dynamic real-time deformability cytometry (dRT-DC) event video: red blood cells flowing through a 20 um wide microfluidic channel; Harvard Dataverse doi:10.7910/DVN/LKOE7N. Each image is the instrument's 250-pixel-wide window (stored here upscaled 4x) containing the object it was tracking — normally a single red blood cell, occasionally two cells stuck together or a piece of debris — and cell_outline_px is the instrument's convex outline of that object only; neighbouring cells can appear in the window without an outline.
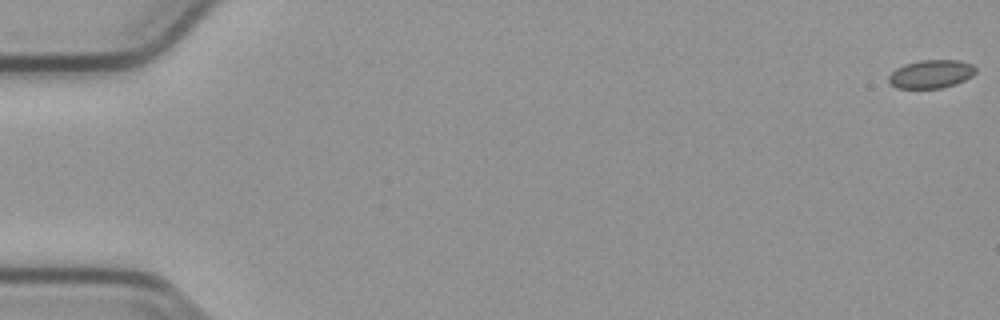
{"species": "common noctule bat (a hibernating species)", "species_latin": "Nyctalus noctula", "temperature_condition": "cold", "stored_images_in_passage": 56, "camera_frame_rate_fps": 3000, "um_per_image_px": 0.085, "animal": {"sex": "male", "body_mass_g": 23.1, "forearm_length_mm": 52.7}, "frame": {"image": 1, "passage_image": 1, "time_ms": 0.0, "image_size_px": [1000, 320], "cell_outline_px": [[976, 72], [972, 76], [956, 84], [940, 88], [896, 88], [888, 80], [888, 76], [896, 68], [904, 64], [920, 60], [960, 60], [972, 64], [976, 68]], "centroid_in_image_um": [79.15, 6.28], "position_along_channel_um": 5.8, "area_um2": 14.39}}
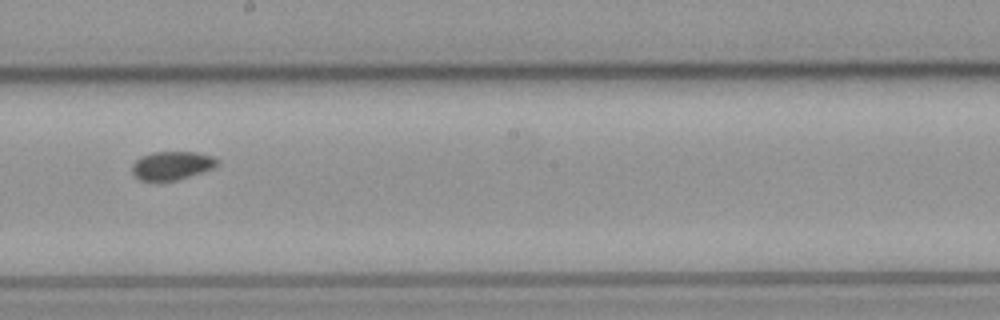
{"frame": {"image": 2, "passage_image": 32, "time_ms": 10.333, "image_size_px": [1000, 320], "cell_outline_px": [[220, 160], [212, 168], [176, 180], [140, 180], [132, 172], [132, 164], [140, 156], [152, 152], [196, 152], [212, 156]], "centroid_in_image_um": [14.58, 14.05], "position_along_channel_um": 233.6, "area_um2": 13.87}}
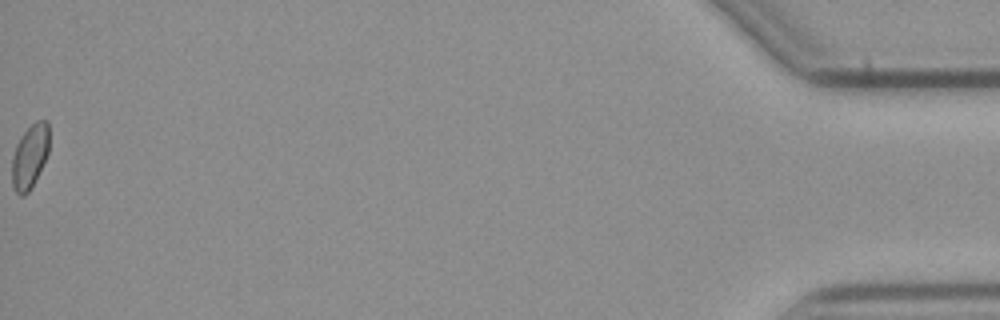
{"frame": {"image": 3, "passage_image": 56, "time_ms": 18.333, "image_size_px": [1000, 320], "cell_outline_px": [[48, 152], [28, 192], [24, 196], [20, 196], [16, 192], [12, 184], [12, 156], [16, 144], [20, 136], [36, 120], [48, 120]], "centroid_in_image_um": [2.5, 13.26], "position_along_channel_um": 432.7, "area_um2": 13.58}, "authors_computed_cell_mechanics": {"area_um2": 14.2766, "velocity_mm_per_s": 3.7923, "shape_relaxation_time_tau1_ms": null, "shape_relaxation_time_tau2_ms": 3.9393, "deformation_change_tau1": null, "deformation_change_tau2": 0.0545}}